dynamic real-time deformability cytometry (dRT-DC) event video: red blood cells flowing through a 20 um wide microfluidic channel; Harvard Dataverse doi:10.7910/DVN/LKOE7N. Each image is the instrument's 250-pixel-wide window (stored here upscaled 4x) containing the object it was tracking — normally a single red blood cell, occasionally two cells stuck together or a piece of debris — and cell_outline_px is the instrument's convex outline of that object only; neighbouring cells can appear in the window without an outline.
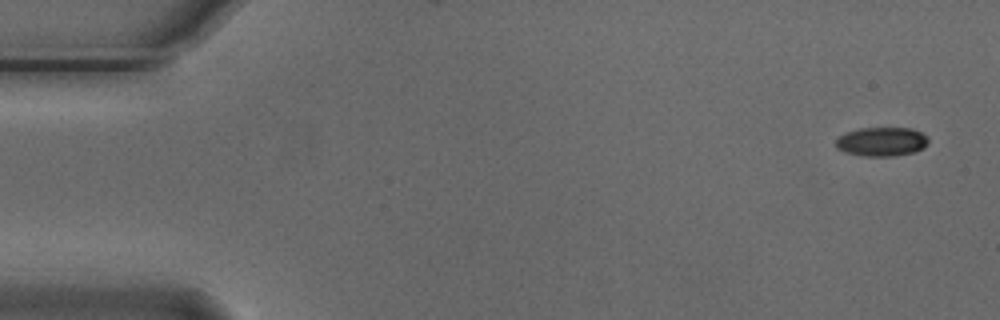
{"species": "Egyptian fruit bat (a non-hibernating species)", "species_latin": "Rousettus aegyptiacus", "temperature_condition": "cold", "stored_images_in_passage": 5, "camera_frame_rate_fps": 3000, "um_per_image_px": 0.085, "animal": {"sex": "male"}, "frame": {"image": 1, "passage_image": 1, "time_ms": 0.0, "image_size_px": [1000, 320], "cell_outline_px": [[928, 144], [924, 148], [916, 152], [896, 156], [864, 156], [844, 152], [836, 148], [836, 140], [844, 132], [860, 128], [912, 128], [928, 136]], "centroid_in_image_um": [74.96, 12.04], "position_along_channel_um": 10.0, "area_um2": 15.9}}
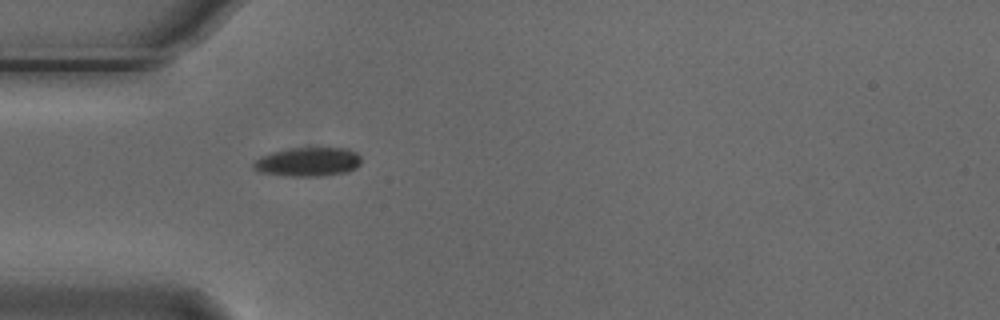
{"frame": {"image": 2, "passage_image": 5, "time_ms": 1.333, "image_size_px": [1000, 320], "cell_outline_px": [[360, 164], [356, 168], [348, 172], [324, 176], [288, 176], [260, 172], [252, 168], [252, 164], [260, 156], [272, 152], [292, 148], [348, 148], [356, 152], [360, 156]], "centroid_in_image_um": [26.19, 13.76], "position_along_channel_um": 58.8, "area_um2": 18.32}}